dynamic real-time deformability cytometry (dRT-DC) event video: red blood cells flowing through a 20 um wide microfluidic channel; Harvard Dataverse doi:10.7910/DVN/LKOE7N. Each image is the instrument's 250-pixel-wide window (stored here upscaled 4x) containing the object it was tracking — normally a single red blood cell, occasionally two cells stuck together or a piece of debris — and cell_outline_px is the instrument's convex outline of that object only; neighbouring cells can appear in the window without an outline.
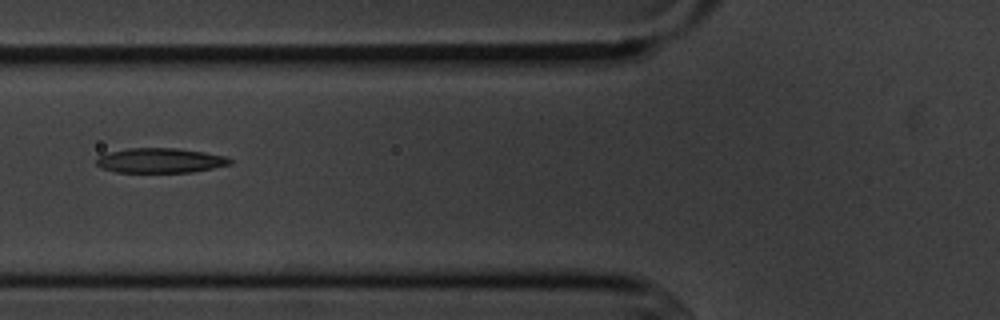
{"species": "common noctule bat (a hibernating species)", "species_latin": "Nyctalus noctula", "temperature_condition": "cold", "stored_images_in_passage": 2, "camera_frame_rate_fps": 3000, "um_per_image_px": 0.085, "animal": {"sex": "male", "body_mass_g": 20.1, "forearm_length_mm": 53.5}, "frame": {"image": 1, "passage_image": 2, "time_ms": 1.0, "image_size_px": [1000, 320], "cell_outline_px": [[232, 164], [192, 172], [116, 172], [104, 168], [96, 164], [96, 160], [100, 156], [112, 152], [128, 148], [176, 148], [204, 152], [228, 156], [232, 160]], "centroid_in_image_um": [13.68, 13.64], "position_along_channel_um": 112.1, "area_um2": 19.13}}